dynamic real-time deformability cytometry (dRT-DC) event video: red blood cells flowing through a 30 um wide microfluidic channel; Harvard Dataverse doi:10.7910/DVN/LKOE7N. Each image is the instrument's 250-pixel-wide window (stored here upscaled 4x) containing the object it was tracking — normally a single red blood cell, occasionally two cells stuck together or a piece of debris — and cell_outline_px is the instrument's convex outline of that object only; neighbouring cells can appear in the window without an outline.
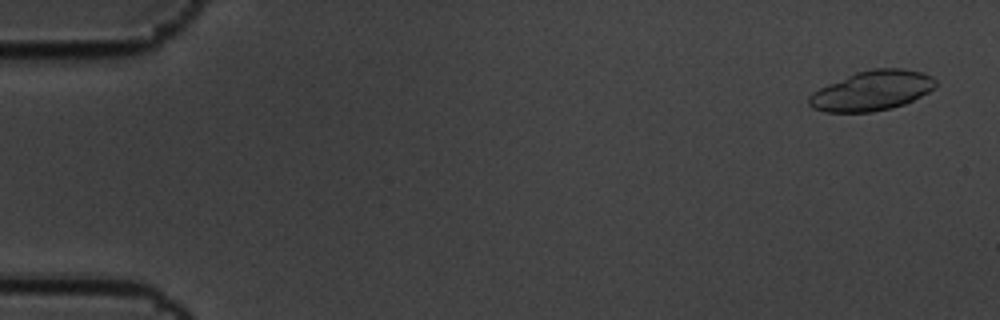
{"species": "common noctule bat (a hibernating species)", "species_latin": "Nyctalus noctula", "temperature_condition": "cold", "stored_images_in_passage": 5, "camera_frame_rate_fps": 3000, "um_per_image_px": 0.085, "animal": {"sex": "male", "body_mass_g": 19.5, "forearm_length_mm": 54.6}, "frame": {"image": 1, "passage_image": 1, "time_ms": 0.0, "image_size_px": [1000, 320], "cell_outline_px": [[936, 88], [904, 104], [892, 108], [872, 112], [824, 112], [812, 108], [808, 104], [808, 96], [812, 92], [828, 84], [856, 72], [872, 68], [904, 68], [920, 72], [932, 76], [936, 80]], "centroid_in_image_um": [74.11, 7.71], "position_along_channel_um": 10.9, "area_um2": 29.48}}